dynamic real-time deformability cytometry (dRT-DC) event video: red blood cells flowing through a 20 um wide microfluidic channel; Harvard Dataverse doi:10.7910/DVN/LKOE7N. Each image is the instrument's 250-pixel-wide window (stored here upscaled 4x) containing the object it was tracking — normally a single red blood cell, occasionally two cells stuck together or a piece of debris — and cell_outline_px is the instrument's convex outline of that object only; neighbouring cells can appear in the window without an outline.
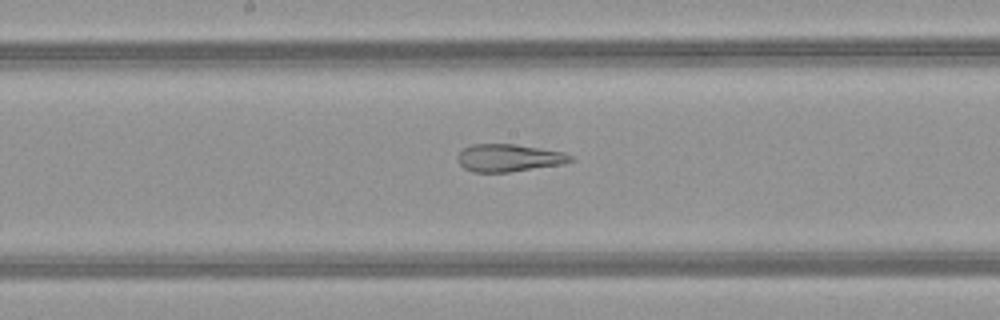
{"species": "common noctule bat (a hibernating species)", "species_latin": "Nyctalus noctula", "temperature_condition": "warm", "stored_images_in_passage": 52, "camera_frame_rate_fps": 3000, "um_per_image_px": 0.085, "animal": {"sex": "female", "body_mass_g": 21.9}, "frame": {"image": 1, "passage_image": 28, "time_ms": 9.0, "image_size_px": [1000, 320], "cell_outline_px": [[576, 160], [564, 164], [508, 172], [472, 172], [464, 168], [460, 164], [456, 156], [464, 148], [472, 144], [516, 144], [564, 152], [572, 156]], "centroid_in_image_um": [43.27, 13.42], "position_along_channel_um": 204.9, "area_um2": 18.21}}
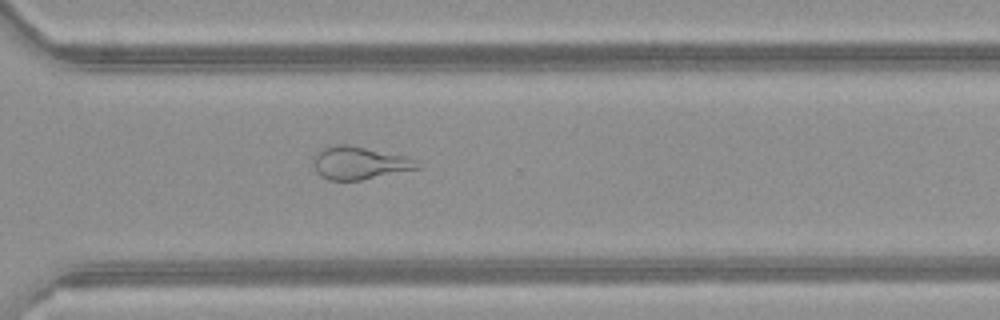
{"frame": {"image": 2, "passage_image": 38, "time_ms": 12.333, "image_size_px": [1000, 320], "cell_outline_px": [[420, 168], [360, 180], [328, 180], [320, 176], [316, 172], [316, 152], [324, 148], [336, 144], [348, 144], [408, 156], [420, 160]], "centroid_in_image_um": [30.62, 13.84], "position_along_channel_um": 340.0, "area_um2": 19.83}}
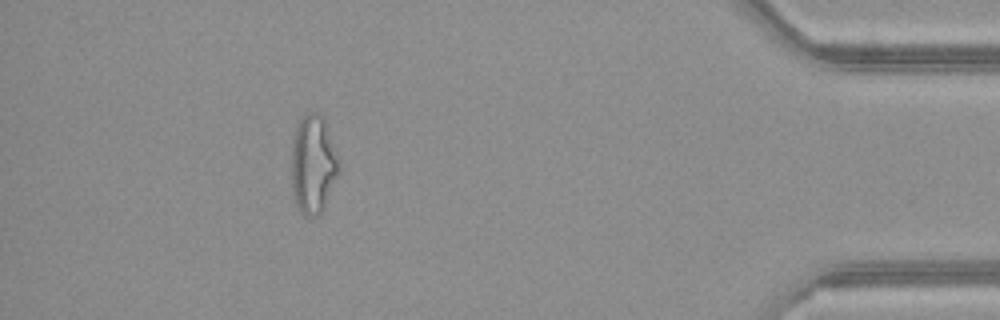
{"frame": {"image": 3, "passage_image": 47, "time_ms": 15.333, "image_size_px": [1000, 320], "cell_outline_px": [[340, 172], [320, 212], [316, 216], [304, 216], [300, 212], [296, 204], [292, 188], [292, 140], [296, 128], [300, 120], [308, 112], [316, 112], [324, 116], [340, 168]], "centroid_in_image_um": [26.6, 13.95], "position_along_channel_um": 408.6, "area_um2": 26.88}, "authors_computed_cell_mechanics": {"area_um2": 26.3568, "velocity_mm_per_s": 4.0643, "shape_relaxation_time_tau1_ms": null, "shape_relaxation_time_tau2_ms": 2.2582, "deformation_change_tau1": null, "deformation_change_tau2": 0.1152}}